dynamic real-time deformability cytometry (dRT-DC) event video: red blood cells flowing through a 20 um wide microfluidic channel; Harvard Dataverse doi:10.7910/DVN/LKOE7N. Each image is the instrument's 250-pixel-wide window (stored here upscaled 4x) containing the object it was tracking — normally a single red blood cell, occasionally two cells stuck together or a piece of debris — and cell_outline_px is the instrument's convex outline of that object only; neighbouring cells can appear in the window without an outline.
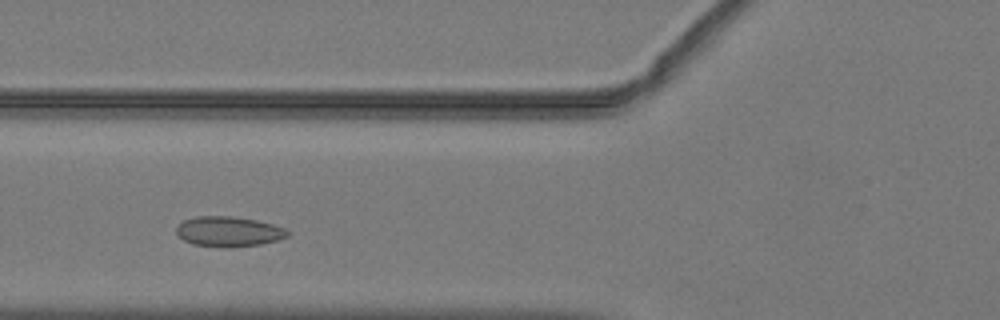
{"species": "common noctule bat (a hibernating species)", "species_latin": "Nyctalus noctula", "temperature_condition": "warm", "stored_images_in_passage": 32, "camera_frame_rate_fps": 3000, "um_per_image_px": 0.085, "animal": {"sex": "male", "body_mass_g": 19.2, "forearm_length_mm": 51.8}, "frame": {"image": 1, "passage_image": 7, "time_ms": 2.0, "image_size_px": [1000, 320], "cell_outline_px": [[288, 236], [276, 240], [260, 244], [192, 244], [184, 240], [176, 232], [176, 228], [184, 220], [196, 216], [232, 216], [256, 220], [272, 224], [284, 228], [288, 232]], "centroid_in_image_um": [19.42, 19.62], "position_along_channel_um": 106.4, "area_um2": 18.38}}
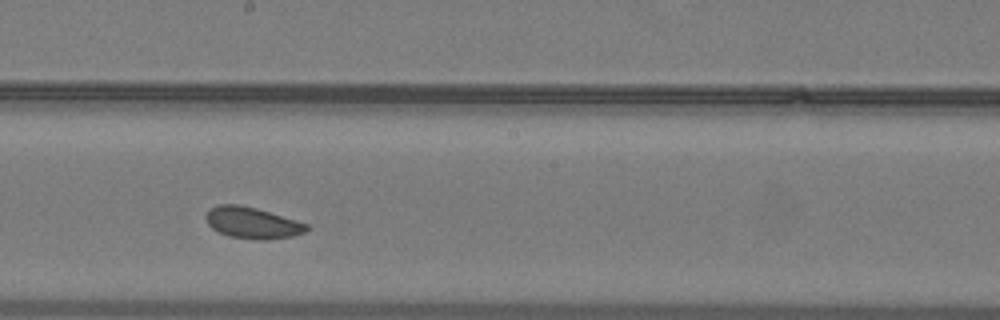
{"frame": {"image": 2, "passage_image": 16, "time_ms": 5.0, "image_size_px": [1000, 320], "cell_outline_px": [[312, 228], [304, 232], [292, 236], [268, 240], [256, 240], [228, 236], [212, 228], [208, 224], [208, 212], [216, 204], [240, 204], [256, 208], [296, 220], [308, 224]], "centroid_in_image_um": [21.49, 18.95], "position_along_channel_um": 226.7, "area_um2": 18.32}}
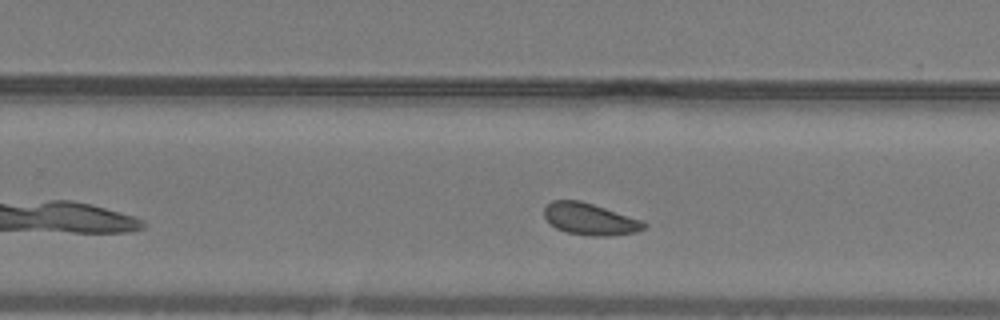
{"frame": {"image": 3, "passage_image": 20, "time_ms": 6.333, "image_size_px": [1000, 320], "cell_outline_px": [[648, 224], [644, 228], [636, 232], [612, 236], [588, 236], [568, 232], [556, 228], [544, 216], [544, 208], [552, 200], [580, 200], [644, 220]], "centroid_in_image_um": [50.19, 18.62], "position_along_channel_um": 279.6, "area_um2": 18.55}, "authors_computed_cell_mechanics": {"area_um2": 18.4093, "velocity_mm_per_s": 4.0074, "shape_relaxation_time_tau1_ms": 2.1287, "shape_relaxation_time_tau2_ms": null, "deformation_change_tau1": 0.0473, "deformation_change_tau2": null}}